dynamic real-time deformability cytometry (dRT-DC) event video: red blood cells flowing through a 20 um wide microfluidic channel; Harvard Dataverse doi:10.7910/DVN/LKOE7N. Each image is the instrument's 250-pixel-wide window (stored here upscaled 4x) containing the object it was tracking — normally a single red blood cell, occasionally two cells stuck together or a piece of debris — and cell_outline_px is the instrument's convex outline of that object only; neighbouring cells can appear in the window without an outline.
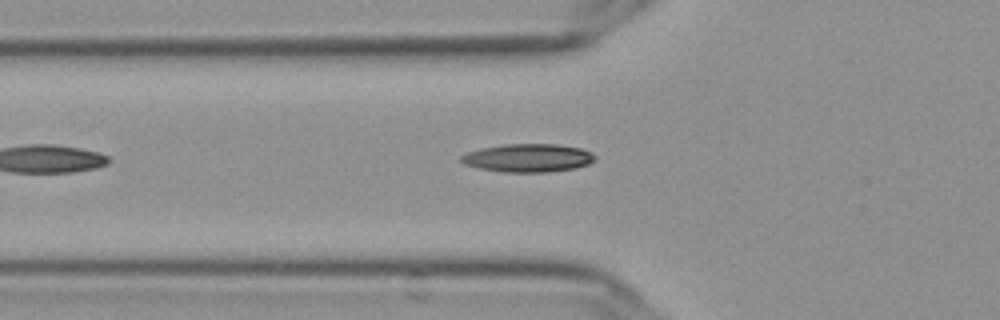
{"species": "Egyptian fruit bat (a non-hibernating species)", "species_latin": "Rousettus aegyptiacus", "temperature_condition": "cold", "stored_images_in_passage": 29, "camera_frame_rate_fps": 3000, "um_per_image_px": 0.085, "frame": {"image": 1, "passage_image": 8, "time_ms": 2.333, "image_size_px": [1000, 320], "cell_outline_px": [[596, 160], [588, 164], [576, 168], [548, 172], [504, 172], [480, 168], [464, 164], [460, 160], [460, 156], [468, 152], [484, 148], [504, 144], [556, 144], [580, 148], [592, 152], [596, 156]], "centroid_in_image_um": [44.92, 13.42], "position_along_channel_um": 80.9, "area_um2": 21.96}}
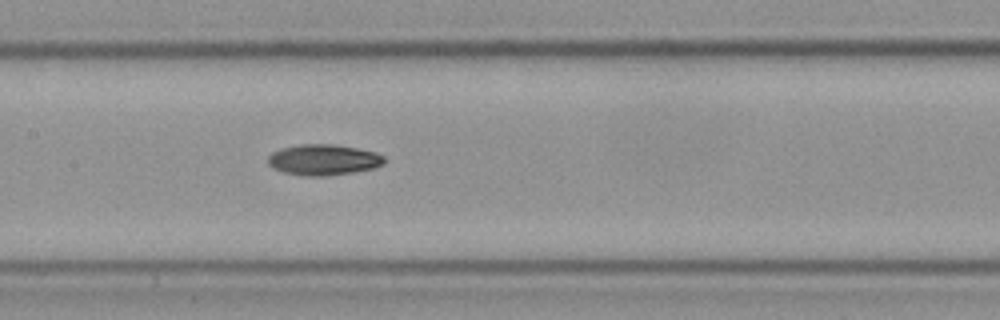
{"frame": {"image": 2, "passage_image": 16, "time_ms": 5.0, "image_size_px": [1000, 320], "cell_outline_px": [[388, 160], [384, 164], [372, 168], [352, 172], [328, 176], [304, 176], [284, 172], [272, 168], [268, 164], [268, 156], [272, 152], [280, 148], [300, 144], [332, 144], [356, 148], [376, 152], [384, 156]], "centroid_in_image_um": [27.49, 13.58], "position_along_channel_um": 179.9, "area_um2": 21.04}}
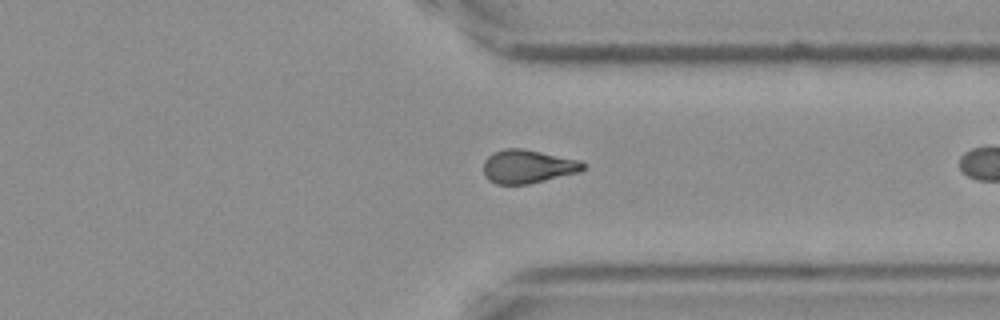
{"frame": {"image": 3, "passage_image": 28, "time_ms": 9.0, "image_size_px": [1000, 320], "cell_outline_px": [[584, 168], [580, 172], [528, 184], [496, 184], [488, 180], [484, 176], [484, 160], [492, 152], [504, 148], [524, 148], [580, 160], [584, 164]], "centroid_in_image_um": [44.83, 14.14], "position_along_channel_um": 366.6, "area_um2": 19.59}}